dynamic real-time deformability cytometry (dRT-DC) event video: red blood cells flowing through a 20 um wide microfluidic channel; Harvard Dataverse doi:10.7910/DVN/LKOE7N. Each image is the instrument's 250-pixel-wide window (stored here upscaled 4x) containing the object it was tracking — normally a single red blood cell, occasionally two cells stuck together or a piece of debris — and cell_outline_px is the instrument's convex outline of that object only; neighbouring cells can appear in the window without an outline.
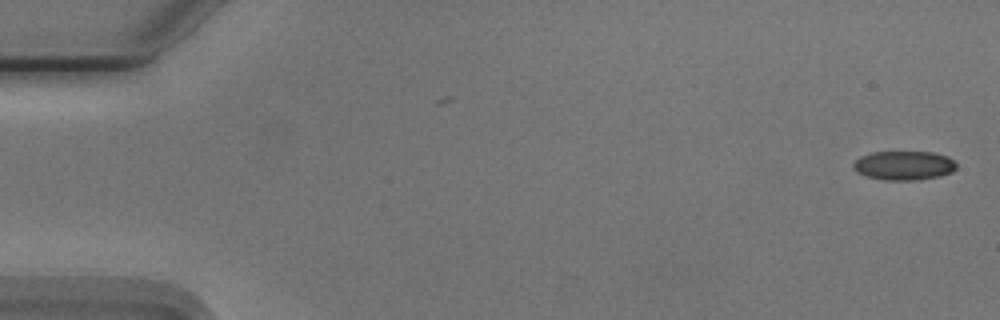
{"species": "Egyptian fruit bat (a non-hibernating species)", "species_latin": "Rousettus aegyptiacus", "temperature_condition": "cold", "stored_images_in_passage": 50, "camera_frame_rate_fps": 3000, "um_per_image_px": 0.085, "animal": {"sex": "male"}, "frame": {"image": 1, "passage_image": 1, "time_ms": 0.0, "image_size_px": [1000, 320], "cell_outline_px": [[956, 168], [952, 172], [940, 176], [920, 180], [884, 180], [868, 176], [856, 172], [852, 168], [852, 164], [860, 156], [872, 152], [932, 152], [948, 156], [956, 164]], "centroid_in_image_um": [76.82, 14.07], "position_along_channel_um": 8.2, "area_um2": 17.57}}
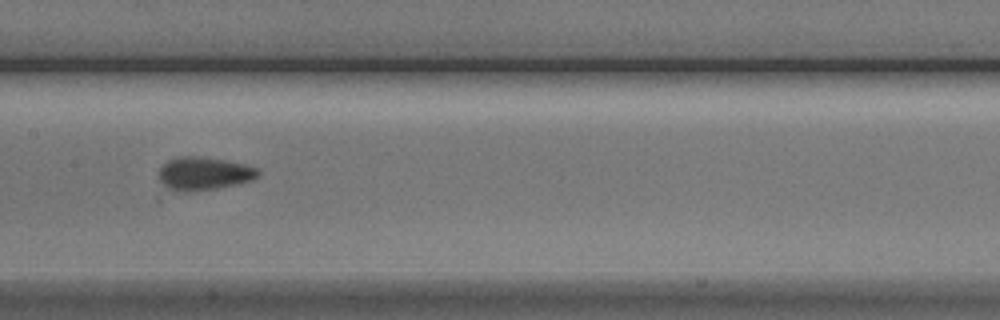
{"frame": {"image": 2, "passage_image": 27, "time_ms": 8.667, "image_size_px": [1000, 320], "cell_outline_px": [[260, 172], [252, 180], [236, 184], [216, 188], [188, 192], [180, 192], [168, 188], [160, 180], [160, 168], [168, 160], [180, 156], [200, 156], [224, 160], [244, 164], [256, 168]], "centroid_in_image_um": [17.32, 14.75], "position_along_channel_um": 190.1, "area_um2": 18.9}}
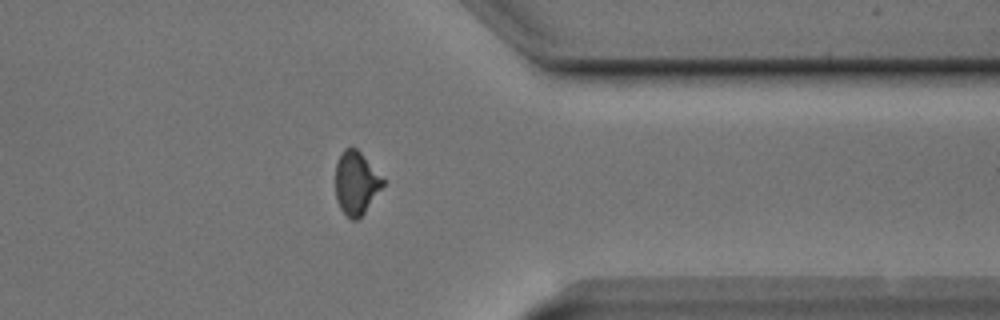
{"frame": {"image": 3, "passage_image": 43, "time_ms": 14.0, "image_size_px": [1000, 320], "cell_outline_px": [[384, 184], [364, 212], [356, 220], [352, 220], [340, 208], [336, 200], [336, 164], [344, 148], [352, 144], [360, 152], [384, 180]], "centroid_in_image_um": [30.24, 15.52], "position_along_channel_um": 381.2, "area_um2": 17.11}, "authors_computed_cell_mechanics": {"area_um2": 18.0914, "velocity_mm_per_s": 3.7577, "shape_relaxation_time_tau1_ms": 3.0602, "shape_relaxation_time_tau2_ms": 1.7236, "deformation_change_tau1": 0.0902, "deformation_change_tau2": 0.0708}}